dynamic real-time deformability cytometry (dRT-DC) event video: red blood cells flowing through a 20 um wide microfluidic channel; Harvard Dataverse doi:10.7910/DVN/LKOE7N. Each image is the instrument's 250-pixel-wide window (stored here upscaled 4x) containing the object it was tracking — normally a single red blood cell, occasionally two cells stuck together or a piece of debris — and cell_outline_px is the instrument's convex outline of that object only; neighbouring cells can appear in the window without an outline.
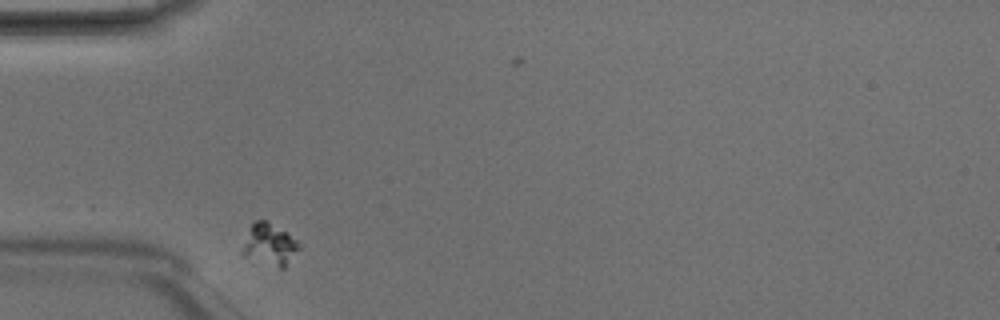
{"species": "Egyptian fruit bat (a non-hibernating species)", "species_latin": "Rousettus aegyptiacus", "temperature_condition": "room temperature", "stored_images_in_passage": 3, "camera_frame_rate_fps": 3000, "um_per_image_px": 0.085, "animal": {"sex": "male"}, "frame": {"image": 1, "passage_image": 1, "time_ms": 0.0, "image_size_px": [1000, 320], "cell_outline_px": [[300, 248], [284, 268], [280, 268], [240, 256], [240, 252], [252, 224], [256, 220], [268, 220], [288, 232], [296, 240]], "centroid_in_image_um": [22.9, 20.79], "position_along_channel_um": 62.1, "area_um2": 13.81}}
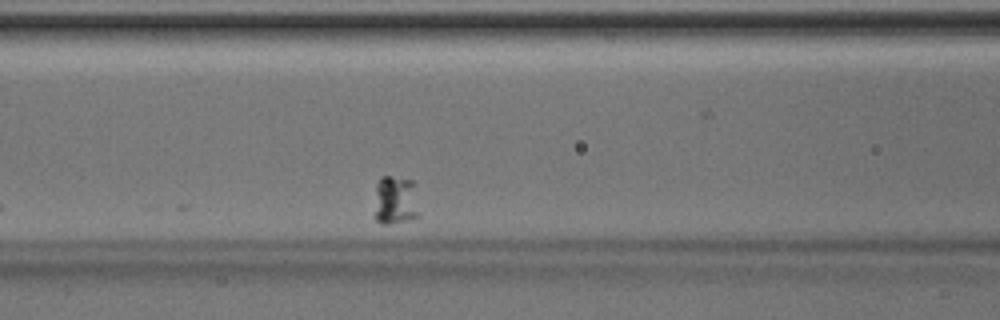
{"frame": {"image": 2, "passage_image": 3, "time_ms": 0.667, "image_size_px": [1000, 320], "cell_outline_px": [[420, 216], [412, 220], [388, 224], [380, 224], [376, 220], [376, 184], [380, 176], [392, 176], [412, 180]], "centroid_in_image_um": [33.62, 17.04], "position_along_channel_um": 133.0, "area_um2": 12.83}}